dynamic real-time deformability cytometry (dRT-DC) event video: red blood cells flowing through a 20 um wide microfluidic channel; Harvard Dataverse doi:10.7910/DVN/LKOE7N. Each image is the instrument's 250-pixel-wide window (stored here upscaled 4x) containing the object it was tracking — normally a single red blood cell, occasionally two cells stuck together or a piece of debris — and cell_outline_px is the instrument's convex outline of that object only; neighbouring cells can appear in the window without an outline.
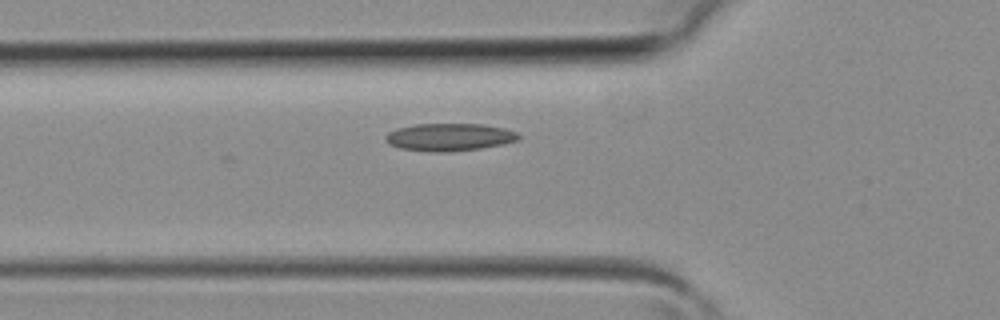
{"species": "common noctule bat (a hibernating species)", "species_latin": "Nyctalus noctula", "temperature_condition": "room temperature", "stored_images_in_passage": 25, "camera_frame_rate_fps": 3000, "um_per_image_px": 0.085, "animal": {"sex": "female", "body_mass_g": 19.3, "forearm_length_mm": 54.1}, "frame": {"image": 1, "passage_image": 2, "time_ms": 0.333, "image_size_px": [1000, 320], "cell_outline_px": [[520, 136], [516, 140], [504, 144], [480, 148], [440, 152], [400, 148], [388, 144], [384, 136], [388, 132], [396, 128], [412, 124], [484, 124], [504, 128], [516, 132]], "centroid_in_image_um": [38.16, 11.64], "position_along_channel_um": 87.6, "area_um2": 21.21}}
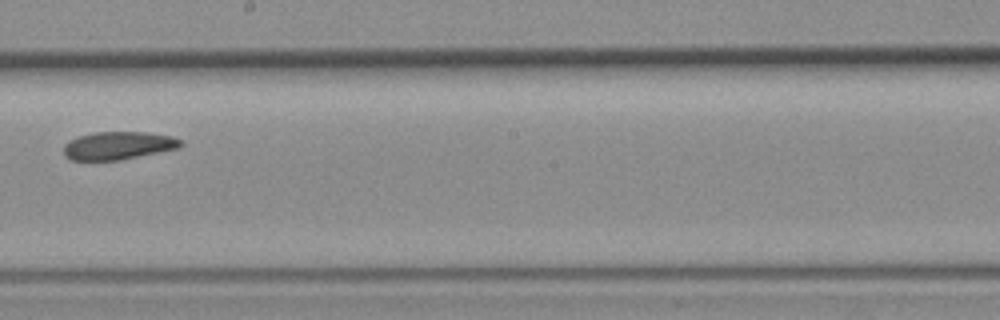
{"frame": {"image": 2, "passage_image": 11, "time_ms": 3.333, "image_size_px": [1000, 320], "cell_outline_px": [[184, 144], [176, 148], [120, 160], [72, 160], [64, 152], [64, 144], [80, 136], [92, 132], [144, 132], [172, 136], [180, 140]], "centroid_in_image_um": [10.05, 12.36], "position_along_channel_um": 238.1, "area_um2": 18.67}}
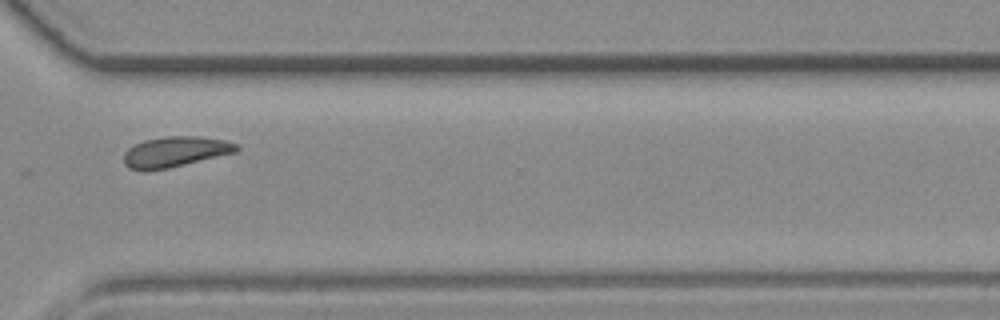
{"frame": {"image": 3, "passage_image": 18, "time_ms": 5.667, "image_size_px": [1000, 320], "cell_outline_px": [[240, 148], [236, 152], [168, 168], [144, 172], [128, 168], [124, 164], [124, 152], [128, 148], [144, 140], [168, 136], [200, 136], [224, 140], [236, 144]], "centroid_in_image_um": [14.85, 12.91], "position_along_channel_um": 355.7, "area_um2": 20.06}}